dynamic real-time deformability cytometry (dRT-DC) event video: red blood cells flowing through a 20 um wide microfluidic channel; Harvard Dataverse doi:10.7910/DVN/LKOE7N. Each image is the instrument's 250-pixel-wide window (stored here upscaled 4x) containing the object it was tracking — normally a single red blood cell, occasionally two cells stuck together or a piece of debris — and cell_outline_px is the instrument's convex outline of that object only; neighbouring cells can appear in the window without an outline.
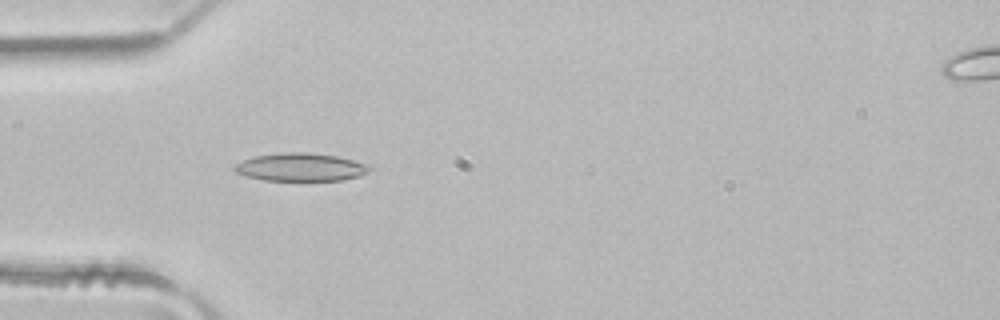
{"species": "common noctule bat (a hibernating species)", "species_latin": "Nyctalus noctula", "temperature_condition": "room temperature", "stored_images_in_passage": 4, "segment_of_instrument_passage": [1, 2], "camera_frame_rate_fps": 3000, "um_per_image_px": 0.085, "animal": {"sex": "male", "body_mass_g": 21.5, "forearm_length_mm": 52.0}, "frame": {"image": 1, "passage_image": 3, "time_ms": 0.667, "image_size_px": [1000, 320], "cell_outline_px": [[372, 168], [368, 172], [360, 176], [340, 180], [264, 180], [248, 176], [236, 172], [232, 168], [236, 164], [244, 160], [256, 156], [284, 152], [304, 152], [336, 156], [368, 164]], "centroid_in_image_um": [25.58, 14.2], "position_along_channel_um": 59.4, "area_um2": 21.73}}